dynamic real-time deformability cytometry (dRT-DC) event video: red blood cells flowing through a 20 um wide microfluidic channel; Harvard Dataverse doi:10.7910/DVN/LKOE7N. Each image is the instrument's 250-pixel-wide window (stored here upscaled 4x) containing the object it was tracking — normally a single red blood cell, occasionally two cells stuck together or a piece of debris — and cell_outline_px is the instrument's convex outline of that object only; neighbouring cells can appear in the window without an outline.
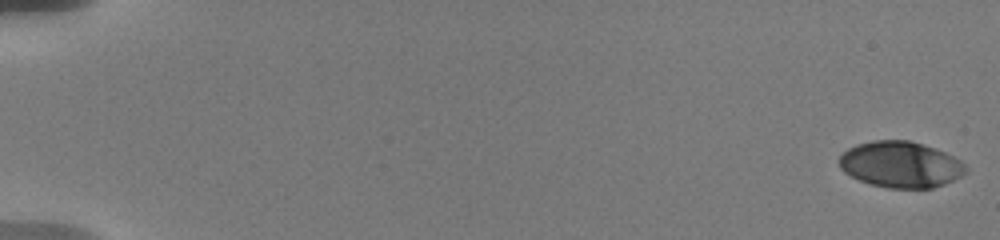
{"species": "human", "species_latin": "Homo sapiens", "temperature_condition": "warm", "stored_images_in_passage": 10, "camera_frame_rate_fps": 3000, "um_per_image_px": 0.085, "donor": {"sex": "male"}, "frame": {"image": 1, "passage_image": 1, "time_ms": 0.0, "image_size_px": [1000, 240], "cell_outline_px": [[968, 172], [944, 184], [932, 188], [888, 188], [868, 184], [844, 172], [840, 168], [840, 156], [848, 148], [856, 144], [872, 140], [908, 140], [924, 144], [936, 148], [960, 160], [968, 168]], "centroid_in_image_um": [76.56, 13.98], "position_along_channel_um": 8.4, "area_um2": 34.1}}